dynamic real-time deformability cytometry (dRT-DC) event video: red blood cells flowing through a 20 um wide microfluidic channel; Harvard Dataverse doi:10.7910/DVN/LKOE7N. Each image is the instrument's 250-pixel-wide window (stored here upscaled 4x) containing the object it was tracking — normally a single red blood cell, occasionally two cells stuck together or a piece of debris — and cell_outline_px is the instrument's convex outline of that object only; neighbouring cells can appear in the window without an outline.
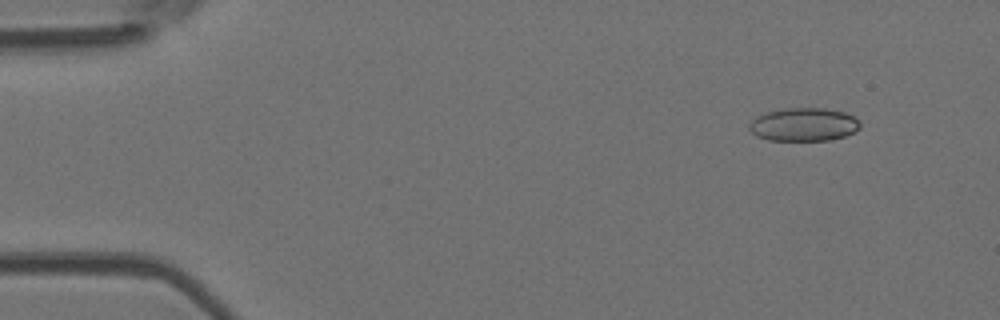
{"species": "Egyptian fruit bat (a non-hibernating species)", "species_latin": "Rousettus aegyptiacus", "temperature_condition": "room temperature", "stored_images_in_passage": 4, "camera_frame_rate_fps": 3000, "um_per_image_px": 0.085, "animal": {"sex": "female"}, "frame": {"image": 1, "passage_image": 1, "time_ms": 0.0, "image_size_px": [1000, 320], "cell_outline_px": [[860, 128], [844, 136], [828, 140], [768, 140], [756, 136], [748, 128], [748, 124], [756, 116], [768, 112], [784, 108], [824, 108], [844, 112], [860, 120]], "centroid_in_image_um": [68.3, 10.58], "position_along_channel_um": 16.7, "area_um2": 21.44}}
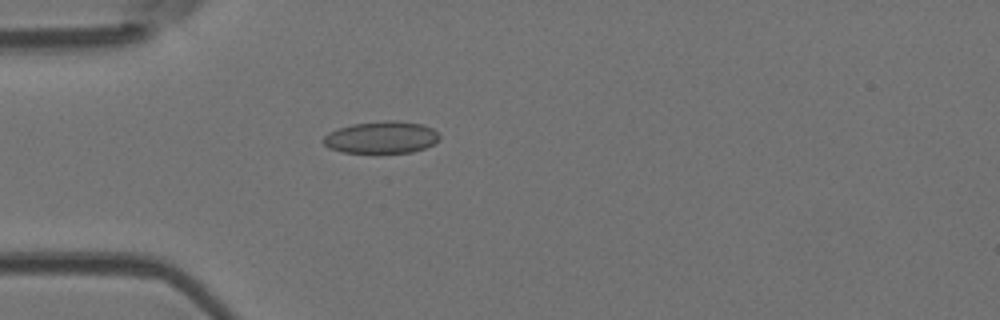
{"frame": {"image": 2, "passage_image": 4, "time_ms": 3.333, "image_size_px": [1000, 320], "cell_outline_px": [[440, 140], [424, 148], [412, 152], [340, 152], [328, 148], [324, 144], [324, 136], [328, 132], [352, 124], [388, 120], [396, 120], [420, 124], [432, 128], [440, 136]], "centroid_in_image_um": [32.41, 11.67], "position_along_channel_um": 52.6, "area_um2": 21.5}}